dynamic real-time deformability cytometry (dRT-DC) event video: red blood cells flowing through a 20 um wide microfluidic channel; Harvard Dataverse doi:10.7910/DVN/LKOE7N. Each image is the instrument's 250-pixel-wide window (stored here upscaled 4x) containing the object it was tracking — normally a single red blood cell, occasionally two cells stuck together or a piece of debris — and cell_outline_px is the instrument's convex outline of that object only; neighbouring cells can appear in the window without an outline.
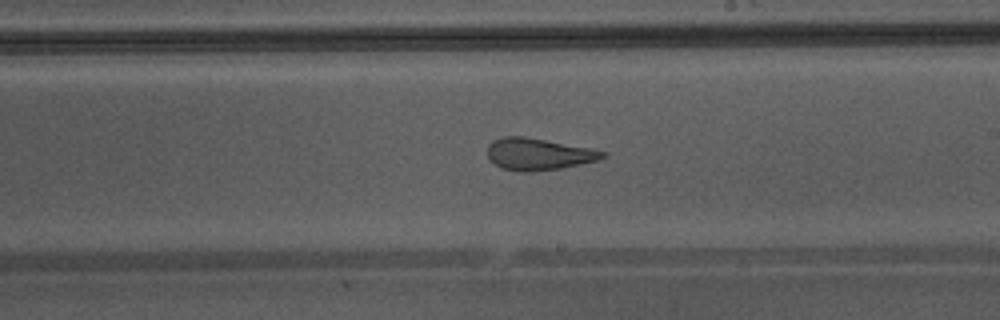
{"species": "Egyptian fruit bat (a non-hibernating species)", "species_latin": "Rousettus aegyptiacus", "temperature_condition": "warm", "stored_images_in_passage": 45, "camera_frame_rate_fps": 3000, "um_per_image_px": 0.085, "animal": {"sex": "male"}, "frame": {"image": 1, "passage_image": 26, "time_ms": 8.333, "image_size_px": [1000, 320], "cell_outline_px": [[608, 156], [600, 160], [560, 168], [532, 172], [520, 172], [500, 168], [488, 156], [488, 144], [492, 140], [504, 136], [524, 136], [588, 148], [608, 152]], "centroid_in_image_um": [45.77, 13.1], "position_along_channel_um": 243.2, "area_um2": 21.39}, "authors_computed_cell_mechanics": {"area_um2": 25.2586, "velocity_mm_per_s": 4.3755, "shape_relaxation_time_tau1_ms": null, "shape_relaxation_time_tau2_ms": 1.3829, "deformation_change_tau1": null, "deformation_change_tau2": 0.1031}}